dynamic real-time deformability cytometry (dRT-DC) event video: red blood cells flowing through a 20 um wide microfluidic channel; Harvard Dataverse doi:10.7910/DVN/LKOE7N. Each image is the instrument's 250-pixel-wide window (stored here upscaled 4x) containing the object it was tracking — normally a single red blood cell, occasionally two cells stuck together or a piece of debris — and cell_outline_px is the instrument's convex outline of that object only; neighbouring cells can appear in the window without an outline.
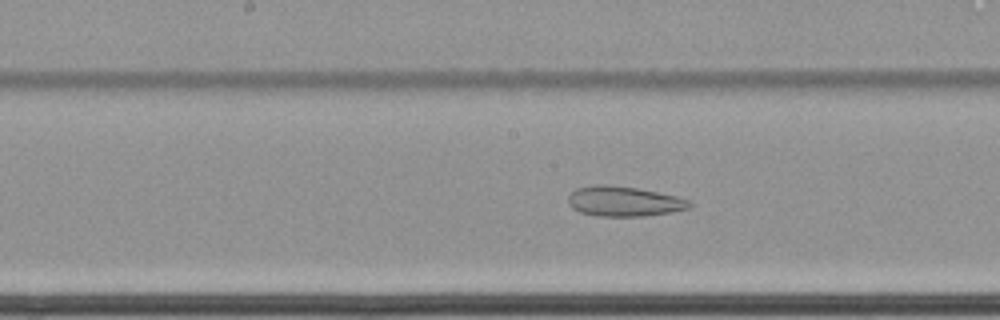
{"species": "common noctule bat (a hibernating species)", "species_latin": "Nyctalus noctula", "temperature_condition": "cold", "stored_images_in_passage": 66, "camera_frame_rate_fps": 3000, "um_per_image_px": 0.085, "animal": {"sex": "female", "body_mass_g": 22.7, "forearm_length_mm": 54.2}, "frame": {"image": 1, "passage_image": 38, "time_ms": 12.333, "image_size_px": [1000, 320], "cell_outline_px": [[692, 208], [672, 212], [644, 216], [596, 216], [580, 212], [572, 208], [568, 204], [568, 196], [576, 188], [596, 184], [604, 184], [636, 188], [676, 196], [688, 200], [692, 204]], "centroid_in_image_um": [53.02, 17.12], "position_along_channel_um": 195.2, "area_um2": 21.27}}
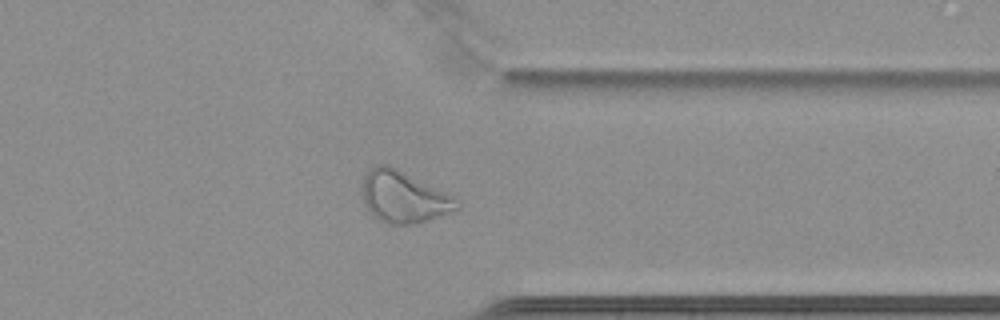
{"frame": {"image": 2, "passage_image": 54, "time_ms": 17.667, "image_size_px": [1000, 320], "cell_outline_px": [[460, 208], [440, 216], [416, 224], [388, 224], [372, 216], [364, 204], [364, 176], [368, 168], [376, 164], [388, 164], [456, 196], [460, 204]], "centroid_in_image_um": [34.34, 16.73], "position_along_channel_um": 377.1, "area_um2": 28.67}}